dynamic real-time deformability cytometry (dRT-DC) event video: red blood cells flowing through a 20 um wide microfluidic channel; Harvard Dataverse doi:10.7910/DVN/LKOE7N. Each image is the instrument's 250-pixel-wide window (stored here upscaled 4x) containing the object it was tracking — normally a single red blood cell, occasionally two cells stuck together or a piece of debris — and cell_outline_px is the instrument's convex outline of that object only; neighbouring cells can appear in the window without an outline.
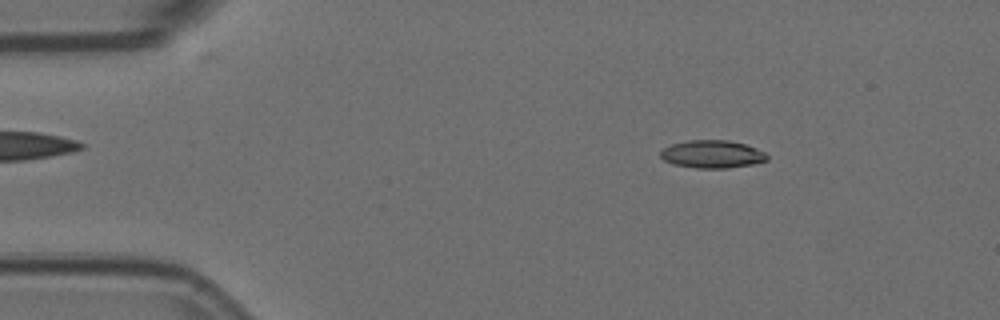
{"species": "Egyptian fruit bat (a non-hibernating species)", "species_latin": "Rousettus aegyptiacus", "temperature_condition": "room temperature", "stored_images_in_passage": 56, "camera_frame_rate_fps": 3000, "um_per_image_px": 0.085, "animal": {"sex": "female"}, "frame": {"image": 1, "passage_image": 8, "time_ms": 2.333, "image_size_px": [1000, 320], "cell_outline_px": [[768, 160], [752, 164], [728, 168], [696, 168], [672, 164], [664, 160], [660, 156], [660, 152], [664, 148], [672, 144], [688, 140], [728, 140], [744, 144], [756, 148], [764, 152], [768, 156]], "centroid_in_image_um": [60.53, 13.11], "position_along_channel_um": 24.5, "area_um2": 17.22}}
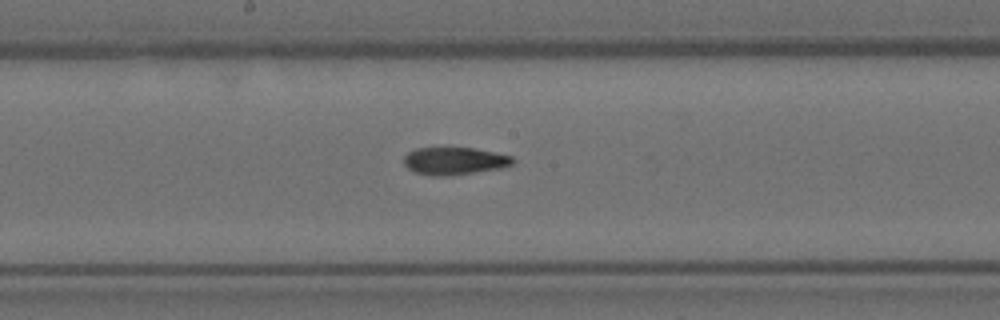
{"frame": {"image": 2, "passage_image": 29, "time_ms": 9.333, "image_size_px": [1000, 320], "cell_outline_px": [[516, 160], [512, 164], [500, 168], [448, 176], [432, 176], [416, 172], [408, 168], [404, 164], [404, 156], [408, 152], [416, 148], [472, 148], [512, 156]], "centroid_in_image_um": [38.61, 13.68], "position_along_channel_um": 209.6, "area_um2": 17.28}}
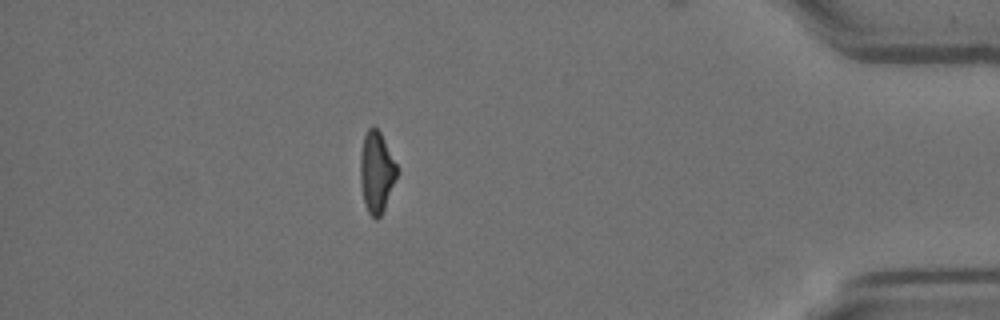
{"frame": {"image": 3, "passage_image": 49, "time_ms": 16.0, "image_size_px": [1000, 320], "cell_outline_px": [[396, 176], [384, 208], [380, 216], [376, 220], [368, 212], [364, 204], [360, 180], [360, 156], [364, 136], [368, 128], [376, 128], [380, 132], [396, 164]], "centroid_in_image_um": [31.97, 14.64], "position_along_channel_um": 403.2, "area_um2": 16.82}, "authors_computed_cell_mechanics": {"area_um2": 17.629, "velocity_mm_per_s": 3.6043, "shape_relaxation_time_tau1_ms": 8.7578, "shape_relaxation_time_tau2_ms": 3.2063, "deformation_change_tau1": 0.2231, "deformation_change_tau2": 0.1035}}